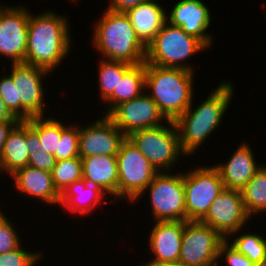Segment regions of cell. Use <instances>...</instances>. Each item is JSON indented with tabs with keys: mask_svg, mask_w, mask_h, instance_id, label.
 Instances as JSON below:
<instances>
[{
	"mask_svg": "<svg viewBox=\"0 0 266 266\" xmlns=\"http://www.w3.org/2000/svg\"><path fill=\"white\" fill-rule=\"evenodd\" d=\"M105 197H109L99 187L87 184L84 179L78 180L70 184L64 191L60 193V207H65L66 212L71 214L86 216L91 214L94 209L107 202L113 204V200L106 201ZM105 199V200H104Z\"/></svg>",
	"mask_w": 266,
	"mask_h": 266,
	"instance_id": "obj_20",
	"label": "cell"
},
{
	"mask_svg": "<svg viewBox=\"0 0 266 266\" xmlns=\"http://www.w3.org/2000/svg\"><path fill=\"white\" fill-rule=\"evenodd\" d=\"M208 48L196 37L167 21L146 47L145 63L161 67L181 68L191 72L189 58ZM188 61V63H187Z\"/></svg>",
	"mask_w": 266,
	"mask_h": 266,
	"instance_id": "obj_5",
	"label": "cell"
},
{
	"mask_svg": "<svg viewBox=\"0 0 266 266\" xmlns=\"http://www.w3.org/2000/svg\"><path fill=\"white\" fill-rule=\"evenodd\" d=\"M149 1L151 0H111L106 8L114 11L126 12L128 9L133 8L134 6Z\"/></svg>",
	"mask_w": 266,
	"mask_h": 266,
	"instance_id": "obj_36",
	"label": "cell"
},
{
	"mask_svg": "<svg viewBox=\"0 0 266 266\" xmlns=\"http://www.w3.org/2000/svg\"><path fill=\"white\" fill-rule=\"evenodd\" d=\"M209 9L202 0H179L170 10V14L166 13V21L181 27L184 32L196 37L210 49L214 38L207 31L212 20Z\"/></svg>",
	"mask_w": 266,
	"mask_h": 266,
	"instance_id": "obj_16",
	"label": "cell"
},
{
	"mask_svg": "<svg viewBox=\"0 0 266 266\" xmlns=\"http://www.w3.org/2000/svg\"><path fill=\"white\" fill-rule=\"evenodd\" d=\"M89 125H79V156H116L126 136L106 116L102 115ZM91 123V124H90Z\"/></svg>",
	"mask_w": 266,
	"mask_h": 266,
	"instance_id": "obj_15",
	"label": "cell"
},
{
	"mask_svg": "<svg viewBox=\"0 0 266 266\" xmlns=\"http://www.w3.org/2000/svg\"><path fill=\"white\" fill-rule=\"evenodd\" d=\"M6 73V74H4ZM0 77V97L9 109V111L17 118V91L16 85L8 72H4Z\"/></svg>",
	"mask_w": 266,
	"mask_h": 266,
	"instance_id": "obj_34",
	"label": "cell"
},
{
	"mask_svg": "<svg viewBox=\"0 0 266 266\" xmlns=\"http://www.w3.org/2000/svg\"><path fill=\"white\" fill-rule=\"evenodd\" d=\"M148 247L154 257L143 265L177 263L181 253L184 227L187 221H152Z\"/></svg>",
	"mask_w": 266,
	"mask_h": 266,
	"instance_id": "obj_17",
	"label": "cell"
},
{
	"mask_svg": "<svg viewBox=\"0 0 266 266\" xmlns=\"http://www.w3.org/2000/svg\"><path fill=\"white\" fill-rule=\"evenodd\" d=\"M42 12L35 15L29 11L25 63L54 73L70 54L71 26L65 14H57L53 9Z\"/></svg>",
	"mask_w": 266,
	"mask_h": 266,
	"instance_id": "obj_1",
	"label": "cell"
},
{
	"mask_svg": "<svg viewBox=\"0 0 266 266\" xmlns=\"http://www.w3.org/2000/svg\"><path fill=\"white\" fill-rule=\"evenodd\" d=\"M127 138L158 173L173 171L171 169L178 165V160L186 156L181 150L175 123L171 120L155 128L133 131Z\"/></svg>",
	"mask_w": 266,
	"mask_h": 266,
	"instance_id": "obj_6",
	"label": "cell"
},
{
	"mask_svg": "<svg viewBox=\"0 0 266 266\" xmlns=\"http://www.w3.org/2000/svg\"><path fill=\"white\" fill-rule=\"evenodd\" d=\"M26 122L38 133L40 146L44 152L55 155L58 152L62 131L68 126L56 118L32 117Z\"/></svg>",
	"mask_w": 266,
	"mask_h": 266,
	"instance_id": "obj_26",
	"label": "cell"
},
{
	"mask_svg": "<svg viewBox=\"0 0 266 266\" xmlns=\"http://www.w3.org/2000/svg\"><path fill=\"white\" fill-rule=\"evenodd\" d=\"M186 221H200L224 189L219 171L212 165L183 170Z\"/></svg>",
	"mask_w": 266,
	"mask_h": 266,
	"instance_id": "obj_10",
	"label": "cell"
},
{
	"mask_svg": "<svg viewBox=\"0 0 266 266\" xmlns=\"http://www.w3.org/2000/svg\"><path fill=\"white\" fill-rule=\"evenodd\" d=\"M51 174L54 186L61 193L73 182L83 179L82 159L73 157L57 161Z\"/></svg>",
	"mask_w": 266,
	"mask_h": 266,
	"instance_id": "obj_29",
	"label": "cell"
},
{
	"mask_svg": "<svg viewBox=\"0 0 266 266\" xmlns=\"http://www.w3.org/2000/svg\"><path fill=\"white\" fill-rule=\"evenodd\" d=\"M256 266H266V262L265 263L258 264Z\"/></svg>",
	"mask_w": 266,
	"mask_h": 266,
	"instance_id": "obj_41",
	"label": "cell"
},
{
	"mask_svg": "<svg viewBox=\"0 0 266 266\" xmlns=\"http://www.w3.org/2000/svg\"><path fill=\"white\" fill-rule=\"evenodd\" d=\"M233 86L235 85L230 80L219 82L216 89L205 100H200L196 108L192 105L193 100L187 110L173 121L178 132L181 150L186 157L194 155L198 148L204 142L206 143L209 136L211 137L214 131L219 130L217 128L221 126L220 123L230 108L229 105L235 93Z\"/></svg>",
	"mask_w": 266,
	"mask_h": 266,
	"instance_id": "obj_2",
	"label": "cell"
},
{
	"mask_svg": "<svg viewBox=\"0 0 266 266\" xmlns=\"http://www.w3.org/2000/svg\"><path fill=\"white\" fill-rule=\"evenodd\" d=\"M13 189L20 194L41 200L49 205L59 204L60 193L53 183L51 172L40 170L32 166H25L10 176ZM37 198V199H36Z\"/></svg>",
	"mask_w": 266,
	"mask_h": 266,
	"instance_id": "obj_19",
	"label": "cell"
},
{
	"mask_svg": "<svg viewBox=\"0 0 266 266\" xmlns=\"http://www.w3.org/2000/svg\"><path fill=\"white\" fill-rule=\"evenodd\" d=\"M0 121H19L7 108L0 97Z\"/></svg>",
	"mask_w": 266,
	"mask_h": 266,
	"instance_id": "obj_39",
	"label": "cell"
},
{
	"mask_svg": "<svg viewBox=\"0 0 266 266\" xmlns=\"http://www.w3.org/2000/svg\"><path fill=\"white\" fill-rule=\"evenodd\" d=\"M232 154L226 162L213 166L219 171L224 188L242 190L263 164L256 162L254 152L246 141L240 143Z\"/></svg>",
	"mask_w": 266,
	"mask_h": 266,
	"instance_id": "obj_18",
	"label": "cell"
},
{
	"mask_svg": "<svg viewBox=\"0 0 266 266\" xmlns=\"http://www.w3.org/2000/svg\"><path fill=\"white\" fill-rule=\"evenodd\" d=\"M9 76L16 85L17 119L26 121L32 117L46 116L44 81L50 71L26 63L11 64ZM46 109V110H45Z\"/></svg>",
	"mask_w": 266,
	"mask_h": 266,
	"instance_id": "obj_9",
	"label": "cell"
},
{
	"mask_svg": "<svg viewBox=\"0 0 266 266\" xmlns=\"http://www.w3.org/2000/svg\"><path fill=\"white\" fill-rule=\"evenodd\" d=\"M145 193L155 221H186L183 171L158 173L137 199Z\"/></svg>",
	"mask_w": 266,
	"mask_h": 266,
	"instance_id": "obj_7",
	"label": "cell"
},
{
	"mask_svg": "<svg viewBox=\"0 0 266 266\" xmlns=\"http://www.w3.org/2000/svg\"><path fill=\"white\" fill-rule=\"evenodd\" d=\"M27 6H6L0 9V57L4 56L12 64L25 63L29 38Z\"/></svg>",
	"mask_w": 266,
	"mask_h": 266,
	"instance_id": "obj_12",
	"label": "cell"
},
{
	"mask_svg": "<svg viewBox=\"0 0 266 266\" xmlns=\"http://www.w3.org/2000/svg\"><path fill=\"white\" fill-rule=\"evenodd\" d=\"M26 142L29 152L41 150L38 133L26 122Z\"/></svg>",
	"mask_w": 266,
	"mask_h": 266,
	"instance_id": "obj_37",
	"label": "cell"
},
{
	"mask_svg": "<svg viewBox=\"0 0 266 266\" xmlns=\"http://www.w3.org/2000/svg\"><path fill=\"white\" fill-rule=\"evenodd\" d=\"M106 116L126 137L133 131L155 128L169 121L146 92L118 104Z\"/></svg>",
	"mask_w": 266,
	"mask_h": 266,
	"instance_id": "obj_13",
	"label": "cell"
},
{
	"mask_svg": "<svg viewBox=\"0 0 266 266\" xmlns=\"http://www.w3.org/2000/svg\"><path fill=\"white\" fill-rule=\"evenodd\" d=\"M22 246L23 244L12 251L0 253V266H37L43 254L40 251H27Z\"/></svg>",
	"mask_w": 266,
	"mask_h": 266,
	"instance_id": "obj_31",
	"label": "cell"
},
{
	"mask_svg": "<svg viewBox=\"0 0 266 266\" xmlns=\"http://www.w3.org/2000/svg\"><path fill=\"white\" fill-rule=\"evenodd\" d=\"M243 204L250 218L266 212V163L241 190Z\"/></svg>",
	"mask_w": 266,
	"mask_h": 266,
	"instance_id": "obj_25",
	"label": "cell"
},
{
	"mask_svg": "<svg viewBox=\"0 0 266 266\" xmlns=\"http://www.w3.org/2000/svg\"><path fill=\"white\" fill-rule=\"evenodd\" d=\"M249 220L241 190L224 188L200 221L227 239L232 233L245 228Z\"/></svg>",
	"mask_w": 266,
	"mask_h": 266,
	"instance_id": "obj_14",
	"label": "cell"
},
{
	"mask_svg": "<svg viewBox=\"0 0 266 266\" xmlns=\"http://www.w3.org/2000/svg\"><path fill=\"white\" fill-rule=\"evenodd\" d=\"M82 159L83 179L87 184L99 187L107 195L117 199L118 168L116 156L99 155L80 157Z\"/></svg>",
	"mask_w": 266,
	"mask_h": 266,
	"instance_id": "obj_21",
	"label": "cell"
},
{
	"mask_svg": "<svg viewBox=\"0 0 266 266\" xmlns=\"http://www.w3.org/2000/svg\"><path fill=\"white\" fill-rule=\"evenodd\" d=\"M29 150L26 142V121H19L9 132L0 154V174L10 177L28 165Z\"/></svg>",
	"mask_w": 266,
	"mask_h": 266,
	"instance_id": "obj_23",
	"label": "cell"
},
{
	"mask_svg": "<svg viewBox=\"0 0 266 266\" xmlns=\"http://www.w3.org/2000/svg\"><path fill=\"white\" fill-rule=\"evenodd\" d=\"M56 157L54 155L44 152L42 149L37 151L29 152L28 165L38 168L40 170H45L52 172L53 167L56 165Z\"/></svg>",
	"mask_w": 266,
	"mask_h": 266,
	"instance_id": "obj_35",
	"label": "cell"
},
{
	"mask_svg": "<svg viewBox=\"0 0 266 266\" xmlns=\"http://www.w3.org/2000/svg\"><path fill=\"white\" fill-rule=\"evenodd\" d=\"M7 216L0 209V253L12 251L22 244L20 233L17 232L14 223Z\"/></svg>",
	"mask_w": 266,
	"mask_h": 266,
	"instance_id": "obj_32",
	"label": "cell"
},
{
	"mask_svg": "<svg viewBox=\"0 0 266 266\" xmlns=\"http://www.w3.org/2000/svg\"><path fill=\"white\" fill-rule=\"evenodd\" d=\"M19 121H0V154L9 132Z\"/></svg>",
	"mask_w": 266,
	"mask_h": 266,
	"instance_id": "obj_38",
	"label": "cell"
},
{
	"mask_svg": "<svg viewBox=\"0 0 266 266\" xmlns=\"http://www.w3.org/2000/svg\"><path fill=\"white\" fill-rule=\"evenodd\" d=\"M141 266H185L182 263H165V264H159V265H141Z\"/></svg>",
	"mask_w": 266,
	"mask_h": 266,
	"instance_id": "obj_40",
	"label": "cell"
},
{
	"mask_svg": "<svg viewBox=\"0 0 266 266\" xmlns=\"http://www.w3.org/2000/svg\"><path fill=\"white\" fill-rule=\"evenodd\" d=\"M95 21L92 47L102 59L124 61L132 65L145 63L146 46L140 41L125 12L106 8Z\"/></svg>",
	"mask_w": 266,
	"mask_h": 266,
	"instance_id": "obj_3",
	"label": "cell"
},
{
	"mask_svg": "<svg viewBox=\"0 0 266 266\" xmlns=\"http://www.w3.org/2000/svg\"><path fill=\"white\" fill-rule=\"evenodd\" d=\"M68 123V126L62 131L58 152H55L57 161L70 159L79 156V126L75 121Z\"/></svg>",
	"mask_w": 266,
	"mask_h": 266,
	"instance_id": "obj_30",
	"label": "cell"
},
{
	"mask_svg": "<svg viewBox=\"0 0 266 266\" xmlns=\"http://www.w3.org/2000/svg\"><path fill=\"white\" fill-rule=\"evenodd\" d=\"M144 91L145 63L132 65L119 80L117 89L103 102V105H107L103 115H107L118 104L139 97Z\"/></svg>",
	"mask_w": 266,
	"mask_h": 266,
	"instance_id": "obj_24",
	"label": "cell"
},
{
	"mask_svg": "<svg viewBox=\"0 0 266 266\" xmlns=\"http://www.w3.org/2000/svg\"><path fill=\"white\" fill-rule=\"evenodd\" d=\"M225 239L201 221H187L179 263L185 266H218L219 248Z\"/></svg>",
	"mask_w": 266,
	"mask_h": 266,
	"instance_id": "obj_11",
	"label": "cell"
},
{
	"mask_svg": "<svg viewBox=\"0 0 266 266\" xmlns=\"http://www.w3.org/2000/svg\"><path fill=\"white\" fill-rule=\"evenodd\" d=\"M194 73L145 63V91L168 120L174 121L191 105Z\"/></svg>",
	"mask_w": 266,
	"mask_h": 266,
	"instance_id": "obj_4",
	"label": "cell"
},
{
	"mask_svg": "<svg viewBox=\"0 0 266 266\" xmlns=\"http://www.w3.org/2000/svg\"><path fill=\"white\" fill-rule=\"evenodd\" d=\"M239 229L232 233L226 240L240 253L245 255L255 265L266 262V238L258 232L244 231ZM238 233V234H237ZM241 233V234H240ZM236 235V236H235ZM239 235V236H237ZM234 237L233 239H230Z\"/></svg>",
	"mask_w": 266,
	"mask_h": 266,
	"instance_id": "obj_27",
	"label": "cell"
},
{
	"mask_svg": "<svg viewBox=\"0 0 266 266\" xmlns=\"http://www.w3.org/2000/svg\"><path fill=\"white\" fill-rule=\"evenodd\" d=\"M98 63V95L103 103L117 89L119 80H122L123 74L132 66L124 61H115L102 59Z\"/></svg>",
	"mask_w": 266,
	"mask_h": 266,
	"instance_id": "obj_28",
	"label": "cell"
},
{
	"mask_svg": "<svg viewBox=\"0 0 266 266\" xmlns=\"http://www.w3.org/2000/svg\"><path fill=\"white\" fill-rule=\"evenodd\" d=\"M218 261H220L218 264L226 262L227 266H256L226 239L220 245Z\"/></svg>",
	"mask_w": 266,
	"mask_h": 266,
	"instance_id": "obj_33",
	"label": "cell"
},
{
	"mask_svg": "<svg viewBox=\"0 0 266 266\" xmlns=\"http://www.w3.org/2000/svg\"><path fill=\"white\" fill-rule=\"evenodd\" d=\"M118 168L117 199H127L132 204L158 174L139 149L126 137L116 155Z\"/></svg>",
	"mask_w": 266,
	"mask_h": 266,
	"instance_id": "obj_8",
	"label": "cell"
},
{
	"mask_svg": "<svg viewBox=\"0 0 266 266\" xmlns=\"http://www.w3.org/2000/svg\"><path fill=\"white\" fill-rule=\"evenodd\" d=\"M140 41L147 45L154 39L166 22V9L159 2L151 0L139 4L126 12Z\"/></svg>",
	"mask_w": 266,
	"mask_h": 266,
	"instance_id": "obj_22",
	"label": "cell"
}]
</instances>
